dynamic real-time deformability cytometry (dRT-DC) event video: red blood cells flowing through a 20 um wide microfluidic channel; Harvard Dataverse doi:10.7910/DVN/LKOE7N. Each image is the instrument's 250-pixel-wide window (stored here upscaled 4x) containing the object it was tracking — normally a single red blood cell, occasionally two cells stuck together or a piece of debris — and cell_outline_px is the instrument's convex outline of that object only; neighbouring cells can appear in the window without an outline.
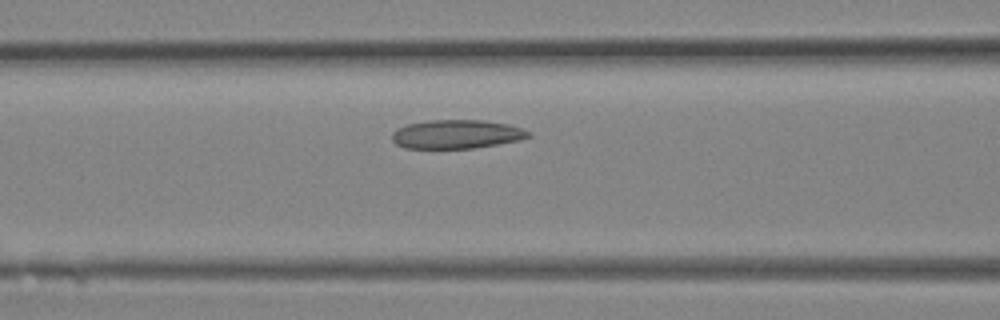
{"species": "Egyptian fruit bat (a non-hibernating species)", "species_latin": "Rousettus aegyptiacus", "temperature_condition": "room temperature", "stored_images_in_passage": 10, "camera_frame_rate_fps": 3000, "um_per_image_px": 0.085, "animal": {"sex": "female"}, "frame": {"image": 1, "passage_image": 9, "time_ms": 2.667, "image_size_px": [1000, 320], "cell_outline_px": [[532, 136], [520, 140], [476, 148], [404, 148], [396, 144], [392, 140], [392, 132], [396, 128], [408, 124], [432, 120], [484, 120], [508, 124], [532, 132]], "centroid_in_image_um": [38.82, 11.41], "position_along_channel_um": 127.8, "area_um2": 23.0}}